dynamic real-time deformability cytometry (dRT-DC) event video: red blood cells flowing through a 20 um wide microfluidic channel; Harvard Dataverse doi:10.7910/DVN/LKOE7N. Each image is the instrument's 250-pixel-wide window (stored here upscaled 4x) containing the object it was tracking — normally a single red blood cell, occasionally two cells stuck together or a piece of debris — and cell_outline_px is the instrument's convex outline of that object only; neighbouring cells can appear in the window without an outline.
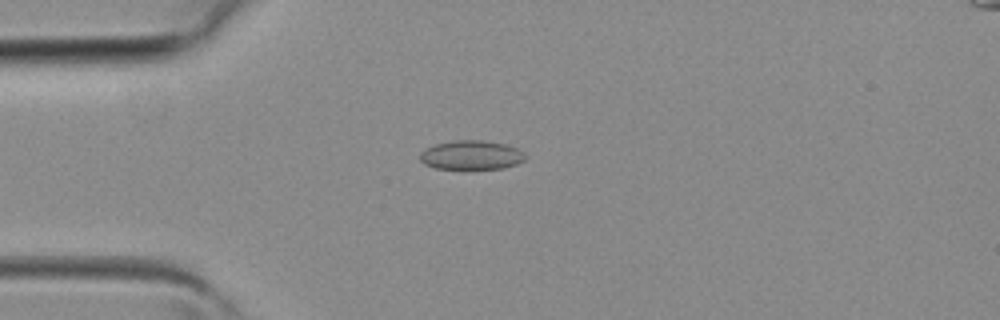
{"species": "common noctule bat (a hibernating species)", "species_latin": "Nyctalus noctula", "temperature_condition": "room temperature", "stored_images_in_passage": 40, "camera_frame_rate_fps": 3000, "um_per_image_px": 0.085, "animal": {"sex": "female", "body_mass_g": 19.3, "forearm_length_mm": 54.1}, "frame": {"image": 1, "passage_image": 10, "time_ms": 3.0, "image_size_px": [1000, 320], "cell_outline_px": [[528, 156], [524, 160], [516, 164], [500, 168], [436, 168], [424, 164], [420, 160], [420, 152], [424, 148], [436, 144], [452, 140], [484, 140], [504, 144], [516, 148], [524, 152]], "centroid_in_image_um": [40.05, 13.16], "position_along_channel_um": 45.0, "area_um2": 17.8}}
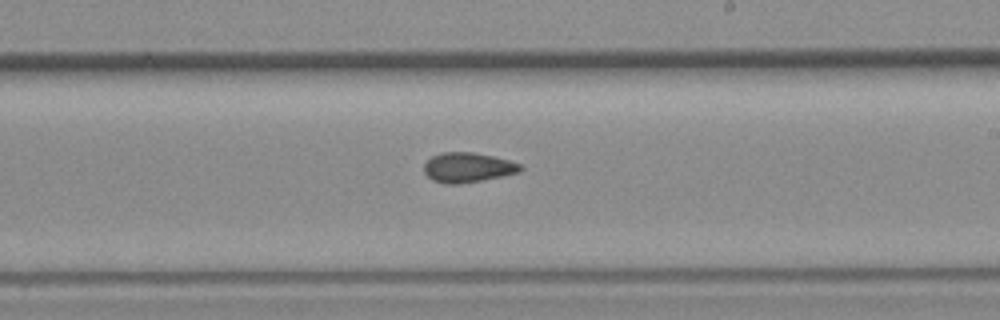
{"frame": {"image": 2, "passage_image": 23, "time_ms": 7.333, "image_size_px": [1000, 320], "cell_outline_px": [[524, 168], [520, 172], [480, 180], [456, 184], [444, 184], [432, 180], [424, 172], [424, 164], [432, 156], [444, 152], [472, 152], [492, 156], [508, 160], [520, 164]], "centroid_in_image_um": [39.74, 14.23], "position_along_channel_um": 249.3, "area_um2": 16.53}}
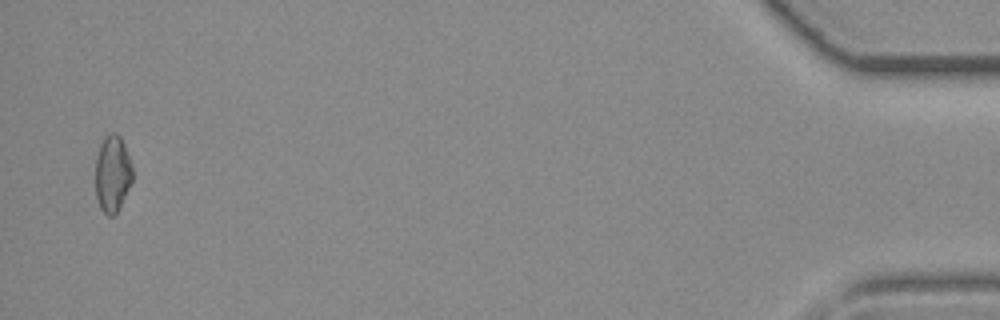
{"frame": {"image": 3, "passage_image": 39, "time_ms": 12.667, "image_size_px": [1000, 320], "cell_outline_px": [[132, 180], [116, 212], [112, 216], [108, 216], [100, 208], [96, 196], [96, 156], [100, 144], [104, 136], [112, 132], [116, 132], [120, 136], [124, 144], [132, 168]], "centroid_in_image_um": [9.54, 14.72], "position_along_channel_um": 425.7, "area_um2": 16.3}}